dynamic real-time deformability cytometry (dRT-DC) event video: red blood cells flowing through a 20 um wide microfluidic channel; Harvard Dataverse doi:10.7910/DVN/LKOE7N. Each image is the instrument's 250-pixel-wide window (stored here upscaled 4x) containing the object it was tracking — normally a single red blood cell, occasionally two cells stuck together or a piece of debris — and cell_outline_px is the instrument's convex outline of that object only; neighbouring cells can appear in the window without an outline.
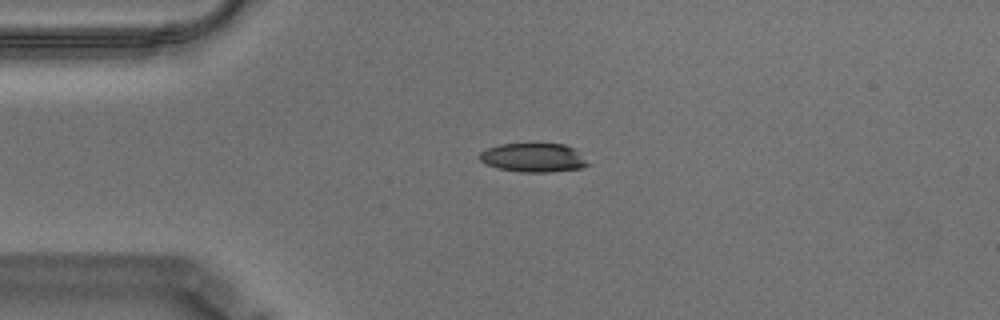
{"species": "Egyptian fruit bat (a non-hibernating species)", "species_latin": "Rousettus aegyptiacus", "temperature_condition": "warm", "stored_images_in_passage": 47, "camera_frame_rate_fps": 3000, "um_per_image_px": 0.085, "animal": {"sex": "male"}, "frame": {"image": 1, "passage_image": 3, "time_ms": 0.667, "image_size_px": [1000, 320], "cell_outline_px": [[592, 164], [580, 168], [548, 172], [520, 172], [500, 168], [488, 164], [480, 160], [480, 152], [488, 148], [500, 144], [564, 144], [576, 148]], "centroid_in_image_um": [45.42, 13.39], "position_along_channel_um": 39.6, "area_um2": 18.21}}
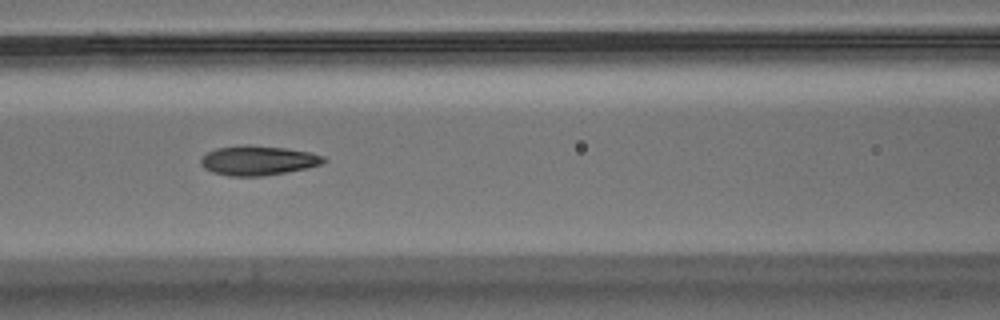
{"frame": {"image": 2, "passage_image": 14, "time_ms": 4.333, "image_size_px": [1000, 320], "cell_outline_px": [[324, 160], [320, 164], [308, 168], [264, 176], [228, 176], [212, 172], [204, 168], [200, 164], [200, 160], [208, 152], [216, 148], [240, 144], [248, 144], [284, 148], [308, 152], [324, 156]], "centroid_in_image_um": [21.88, 13.64], "position_along_channel_um": 144.7, "area_um2": 21.15}}
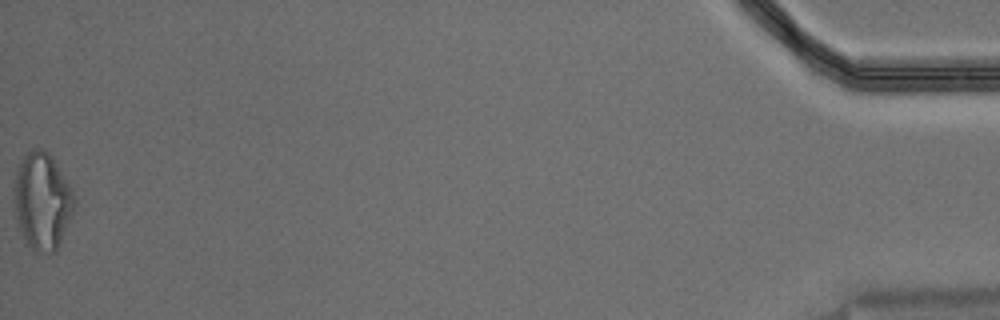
{"frame": {"image": 3, "passage_image": 47, "time_ms": 15.333, "image_size_px": [1000, 320], "cell_outline_px": [[76, 204], [56, 252], [36, 252], [28, 244], [16, 220], [16, 168], [24, 156], [32, 148], [40, 148], [48, 152], [52, 156], [72, 188], [76, 196]], "centroid_in_image_um": [3.64, 17.06], "position_along_channel_um": 431.6, "area_um2": 33.58}, "authors_computed_cell_mechanics": {"area_um2": 20.9814, "velocity_mm_per_s": 3.5312, "shape_relaxation_time_tau1_ms": 6.8569, "shape_relaxation_time_tau2_ms": 2.2586, "deformation_change_tau1": 0.2127, "deformation_change_tau2": 0.1002}}